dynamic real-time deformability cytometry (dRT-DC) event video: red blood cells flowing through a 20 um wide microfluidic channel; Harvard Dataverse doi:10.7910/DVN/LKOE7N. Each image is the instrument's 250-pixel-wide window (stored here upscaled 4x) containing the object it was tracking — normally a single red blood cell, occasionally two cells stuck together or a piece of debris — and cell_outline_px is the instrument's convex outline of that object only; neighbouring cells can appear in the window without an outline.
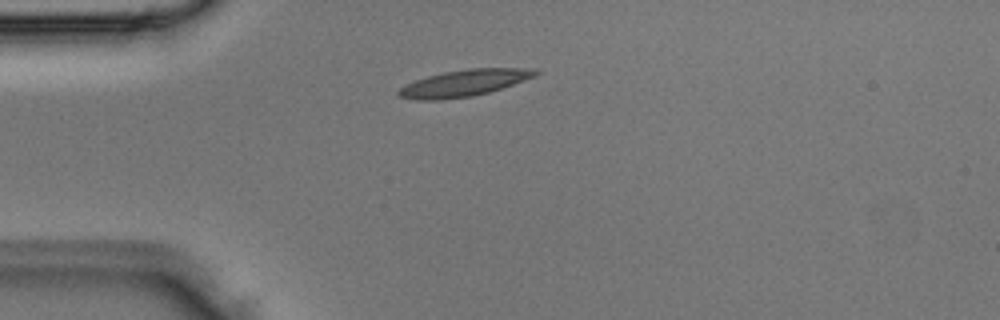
{"species": "Egyptian fruit bat (a non-hibernating species)", "species_latin": "Rousettus aegyptiacus", "temperature_condition": "room temperature", "stored_images_in_passage": 2, "camera_frame_rate_fps": 3000, "um_per_image_px": 0.085, "animal": {"sex": "male"}, "frame": {"image": 1, "passage_image": 1, "time_ms": 0.0, "image_size_px": [1000, 320], "cell_outline_px": [[540, 72], [536, 76], [488, 92], [472, 96], [440, 100], [416, 100], [400, 96], [396, 92], [400, 88], [416, 80], [428, 76], [444, 72], [468, 68], [524, 68]], "centroid_in_image_um": [39.42, 7.06], "position_along_channel_um": 45.6, "area_um2": 20.81}}